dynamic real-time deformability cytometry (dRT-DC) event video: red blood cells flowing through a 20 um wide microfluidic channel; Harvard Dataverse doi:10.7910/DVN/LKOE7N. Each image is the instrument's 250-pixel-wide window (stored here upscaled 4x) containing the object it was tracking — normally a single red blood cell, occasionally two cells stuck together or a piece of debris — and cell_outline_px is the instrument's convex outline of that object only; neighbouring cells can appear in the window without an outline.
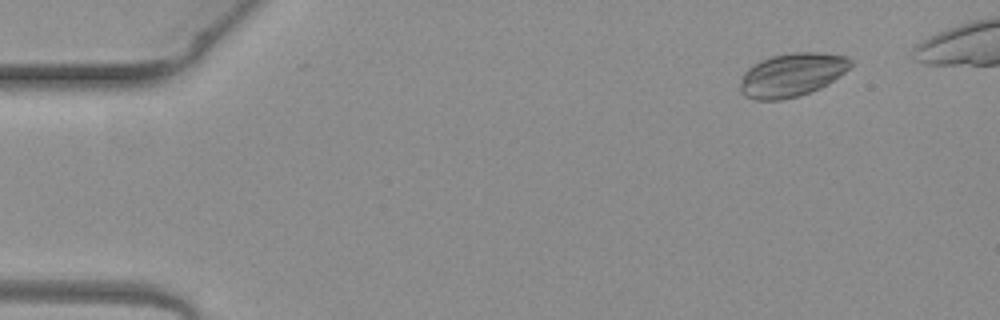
{"species": "common noctule bat (a hibernating species)", "species_latin": "Nyctalus noctula", "temperature_condition": "warm", "stored_images_in_passage": 5, "camera_frame_rate_fps": 3000, "um_per_image_px": 0.085, "animal": {"sex": "female", "body_mass_g": 19.3, "forearm_length_mm": 54.1}, "frame": {"image": 1, "passage_image": 1, "time_ms": 0.0, "image_size_px": [1000, 320], "cell_outline_px": [[852, 64], [844, 72], [828, 84], [820, 88], [800, 96], [780, 100], [756, 100], [744, 96], [740, 92], [740, 76], [748, 68], [772, 56], [792, 52], [820, 52], [848, 56], [852, 60]], "centroid_in_image_um": [67.31, 6.37], "position_along_channel_um": 17.7, "area_um2": 28.09}}